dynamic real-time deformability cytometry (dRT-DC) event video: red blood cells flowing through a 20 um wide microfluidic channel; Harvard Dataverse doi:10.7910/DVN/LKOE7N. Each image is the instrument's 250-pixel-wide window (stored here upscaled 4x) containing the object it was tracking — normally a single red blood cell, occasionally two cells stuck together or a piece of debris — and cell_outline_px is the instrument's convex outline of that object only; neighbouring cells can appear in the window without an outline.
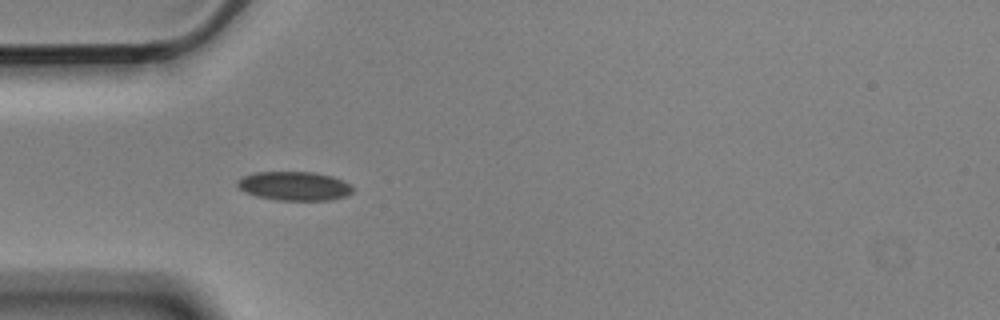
{"species": "Egyptian fruit bat (a non-hibernating species)", "species_latin": "Rousettus aegyptiacus", "temperature_condition": "cold", "stored_images_in_passage": 2, "camera_frame_rate_fps": 3000, "um_per_image_px": 0.085, "animal": {"sex": "male"}, "frame": {"image": 1, "passage_image": 1, "time_ms": 0.0, "image_size_px": [1000, 320], "cell_outline_px": [[352, 192], [348, 196], [328, 200], [276, 200], [256, 196], [240, 188], [236, 184], [236, 180], [244, 176], [256, 172], [316, 172], [332, 176], [344, 180], [352, 188]], "centroid_in_image_um": [25.04, 15.81], "position_along_channel_um": 60.0, "area_um2": 19.42}}
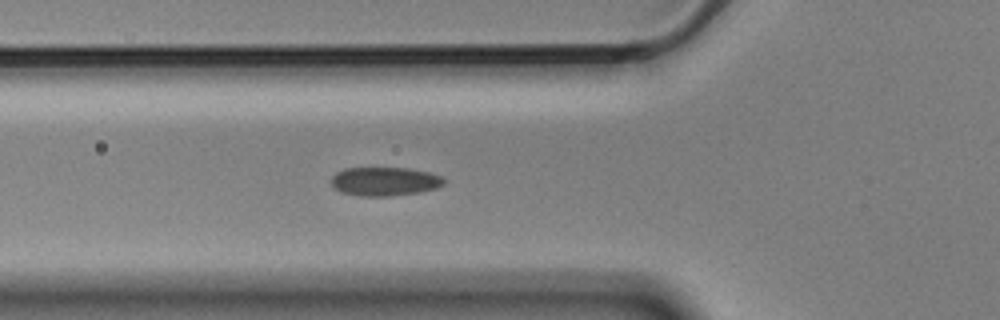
{"frame": {"image": 2, "passage_image": 2, "time_ms": 0.333, "image_size_px": [1000, 320], "cell_outline_px": [[444, 184], [436, 188], [420, 192], [388, 196], [360, 196], [340, 192], [332, 188], [328, 180], [336, 172], [344, 168], [408, 168], [428, 172], [440, 176], [444, 180]], "centroid_in_image_um": [32.61, 15.42], "position_along_channel_um": 93.2, "area_um2": 19.07}}